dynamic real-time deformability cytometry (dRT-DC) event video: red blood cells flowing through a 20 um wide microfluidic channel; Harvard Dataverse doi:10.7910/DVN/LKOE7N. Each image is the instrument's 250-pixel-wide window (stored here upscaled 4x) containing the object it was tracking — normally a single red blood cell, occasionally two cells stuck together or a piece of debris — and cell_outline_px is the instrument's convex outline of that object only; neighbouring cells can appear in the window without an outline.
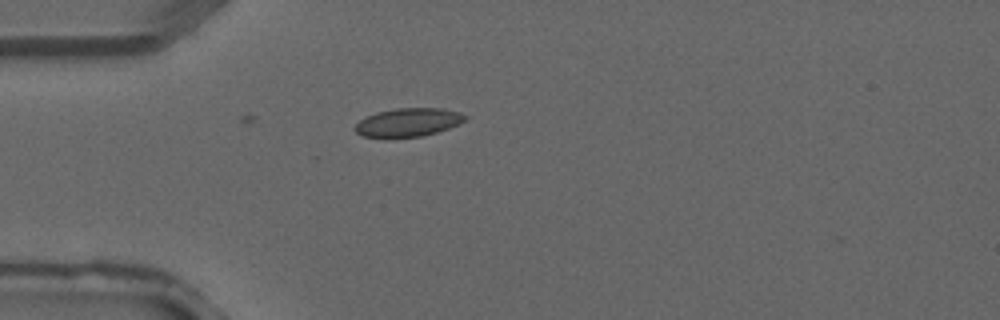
{"species": "common noctule bat (a hibernating species)", "species_latin": "Nyctalus noctula", "temperature_condition": "warm", "stored_images_in_passage": 1, "camera_frame_rate_fps": 3000, "um_per_image_px": 0.085, "animal": {"sex": "male", "forearm_length_mm": 52.5}, "frame": {"image": 1, "passage_image": 1, "time_ms": 0.0, "image_size_px": [1000, 320], "cell_outline_px": [[468, 116], [464, 120], [448, 128], [424, 136], [384, 140], [360, 136], [352, 128], [360, 120], [376, 112], [396, 108], [444, 108], [460, 112]], "centroid_in_image_um": [34.61, 10.44], "position_along_channel_um": 50.4, "area_um2": 18.84}}